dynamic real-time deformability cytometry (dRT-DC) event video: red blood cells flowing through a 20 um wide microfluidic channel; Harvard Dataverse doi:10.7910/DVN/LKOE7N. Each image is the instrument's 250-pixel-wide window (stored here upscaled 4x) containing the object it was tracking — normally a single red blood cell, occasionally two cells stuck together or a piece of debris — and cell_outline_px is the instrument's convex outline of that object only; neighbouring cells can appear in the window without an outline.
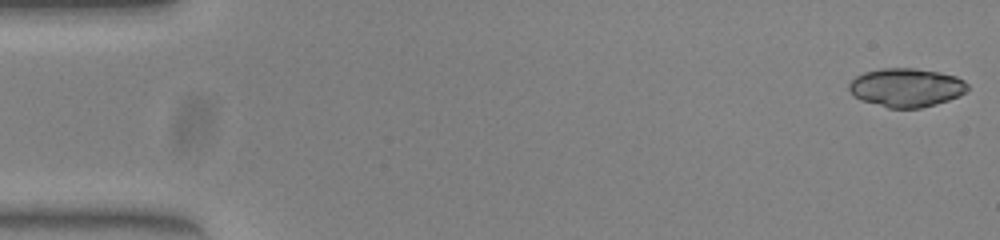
{"species": "common noctule bat (a hibernating species)", "species_latin": "Nyctalus noctula", "temperature_condition": "warm", "stored_images_in_passage": 50, "camera_frame_rate_fps": 3000, "um_per_image_px": 0.085, "animal": {"sex": "female", "body_mass_g": 23.0, "forearm_length_mm": 53.4}, "frame": {"image": 1, "passage_image": 1, "time_ms": 0.0, "image_size_px": [1000, 240], "cell_outline_px": [[968, 88], [964, 92], [948, 100], [936, 104], [920, 108], [888, 108], [860, 100], [848, 88], [848, 84], [856, 76], [864, 72], [880, 68], [916, 68], [940, 72], [956, 76], [964, 80], [968, 84]], "centroid_in_image_um": [77.02, 7.43], "position_along_channel_um": 8.0, "area_um2": 26.7}}
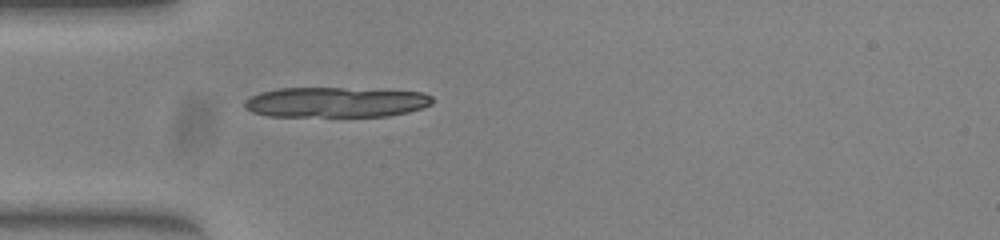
{"frame": {"image": 2, "passage_image": 15, "time_ms": 4.667, "image_size_px": [1000, 240], "cell_outline_px": [[432, 104], [408, 112], [388, 116], [268, 116], [252, 112], [244, 108], [244, 100], [260, 92], [280, 88], [344, 88], [424, 92], [432, 96]], "centroid_in_image_um": [28.52, 8.69], "position_along_channel_um": 56.5, "area_um2": 33.06}}